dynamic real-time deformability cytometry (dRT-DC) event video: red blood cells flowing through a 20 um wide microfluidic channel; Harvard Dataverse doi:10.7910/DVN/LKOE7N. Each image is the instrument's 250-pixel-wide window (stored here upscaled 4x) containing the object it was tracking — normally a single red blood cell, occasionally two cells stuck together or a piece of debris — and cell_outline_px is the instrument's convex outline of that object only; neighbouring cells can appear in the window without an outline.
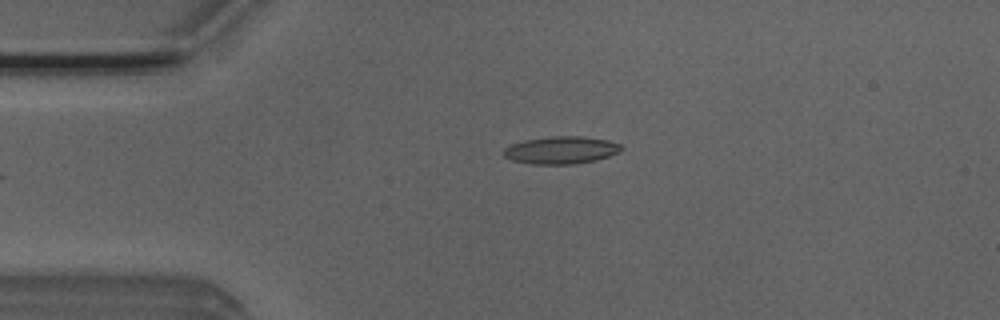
{"species": "Egyptian fruit bat (a non-hibernating species)", "species_latin": "Rousettus aegyptiacus", "temperature_condition": "room temperature", "stored_images_in_passage": 3, "camera_frame_rate_fps": 3000, "um_per_image_px": 0.085, "animal": {"sex": "male"}, "frame": {"image": 1, "passage_image": 1, "time_ms": 0.0, "image_size_px": [1000, 320], "cell_outline_px": [[624, 148], [620, 152], [596, 160], [572, 164], [532, 164], [512, 160], [504, 156], [504, 148], [512, 144], [524, 140], [552, 136], [584, 136], [608, 140], [620, 144]], "centroid_in_image_um": [47.72, 12.75], "position_along_channel_um": 37.3, "area_um2": 18.84}}